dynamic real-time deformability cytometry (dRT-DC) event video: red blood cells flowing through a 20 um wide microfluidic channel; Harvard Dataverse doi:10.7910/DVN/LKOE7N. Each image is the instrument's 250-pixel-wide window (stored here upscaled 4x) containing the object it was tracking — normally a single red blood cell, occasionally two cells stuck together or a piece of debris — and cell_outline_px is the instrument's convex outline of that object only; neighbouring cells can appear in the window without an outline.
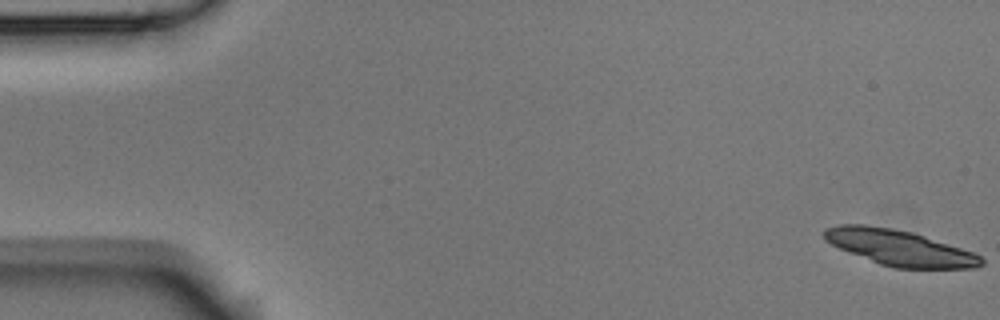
{"species": "Egyptian fruit bat (a non-hibernating species)", "species_latin": "Rousettus aegyptiacus", "temperature_condition": "room temperature", "stored_images_in_passage": 5, "camera_frame_rate_fps": 3000, "um_per_image_px": 0.085, "animal": {"sex": "male"}, "frame": {"image": 1, "passage_image": 1, "time_ms": 0.0, "image_size_px": [1000, 320], "cell_outline_px": [[984, 264], [976, 268], [896, 268], [880, 264], [848, 252], [824, 240], [824, 228], [840, 224], [864, 224], [892, 228], [912, 232], [972, 252], [980, 256], [984, 260]], "centroid_in_image_um": [76.43, 21.05], "position_along_channel_um": 8.6, "area_um2": 32.37}}